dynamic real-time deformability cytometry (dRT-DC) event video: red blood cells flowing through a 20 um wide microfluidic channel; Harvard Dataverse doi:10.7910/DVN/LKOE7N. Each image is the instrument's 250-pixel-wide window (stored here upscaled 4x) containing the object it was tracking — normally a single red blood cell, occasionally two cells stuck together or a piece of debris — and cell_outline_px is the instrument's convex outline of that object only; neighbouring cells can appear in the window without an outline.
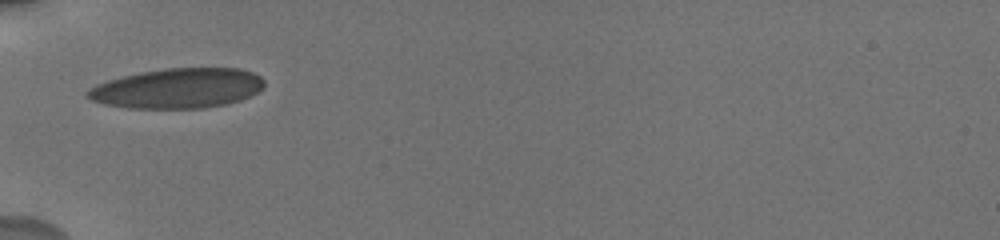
{"species": "human", "species_latin": "Homo sapiens", "temperature_condition": "cold", "stored_images_in_passage": 53, "camera_frame_rate_fps": 3000, "um_per_image_px": 0.085, "donor": {"sex": "male"}, "frame": {"image": 1, "passage_image": 1, "time_ms": 0.0, "image_size_px": [1000, 240], "cell_outline_px": [[264, 88], [240, 100], [224, 104], [200, 108], [128, 108], [104, 104], [92, 100], [84, 96], [84, 92], [88, 88], [96, 84], [108, 80], [140, 72], [164, 68], [240, 68], [252, 72], [260, 76], [264, 80]], "centroid_in_image_um": [15.06, 7.5], "position_along_channel_um": 69.9, "area_um2": 41.21}}
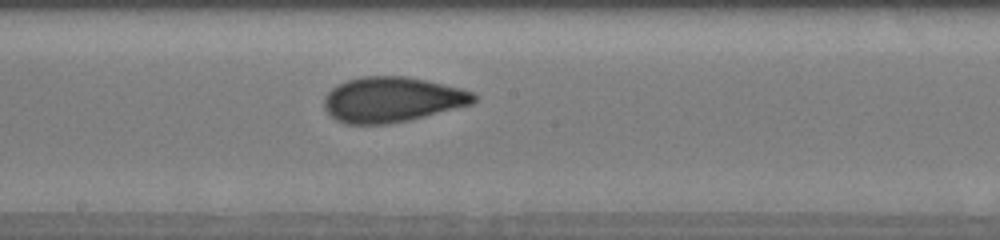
{"frame": {"image": 2, "passage_image": 18, "time_ms": 4.0, "image_size_px": [1000, 240], "cell_outline_px": [[476, 100], [472, 104], [408, 120], [388, 124], [344, 124], [336, 120], [324, 108], [324, 100], [328, 92], [336, 84], [348, 80], [364, 76], [404, 76], [424, 80], [460, 88], [472, 92], [476, 96]], "centroid_in_image_um": [33.29, 8.47], "position_along_channel_um": 214.9, "area_um2": 39.13}}
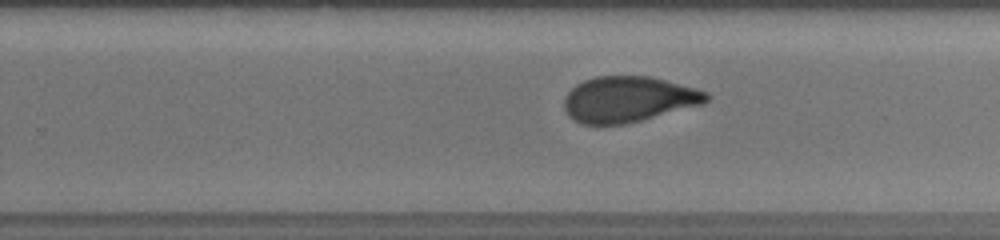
{"frame": {"image": 3, "passage_image": 24, "time_ms": 5.667, "image_size_px": [1000, 240], "cell_outline_px": [[708, 100], [704, 104], [624, 124], [580, 124], [572, 120], [568, 116], [564, 108], [564, 96], [576, 84], [584, 80], [596, 76], [648, 76], [696, 88], [708, 92]], "centroid_in_image_um": [53.38, 8.44], "position_along_channel_um": 276.4, "area_um2": 37.86}, "authors_computed_cell_mechanics": {"area_um2": 37.859, "velocity_mm_per_s": 3.7164, "shape_relaxation_time_tau1_ms": 3.6278, "shape_relaxation_time_tau2_ms": 1.0171, "deformation_change_tau1": 0.1434, "deformation_change_tau2": 0.0707}}